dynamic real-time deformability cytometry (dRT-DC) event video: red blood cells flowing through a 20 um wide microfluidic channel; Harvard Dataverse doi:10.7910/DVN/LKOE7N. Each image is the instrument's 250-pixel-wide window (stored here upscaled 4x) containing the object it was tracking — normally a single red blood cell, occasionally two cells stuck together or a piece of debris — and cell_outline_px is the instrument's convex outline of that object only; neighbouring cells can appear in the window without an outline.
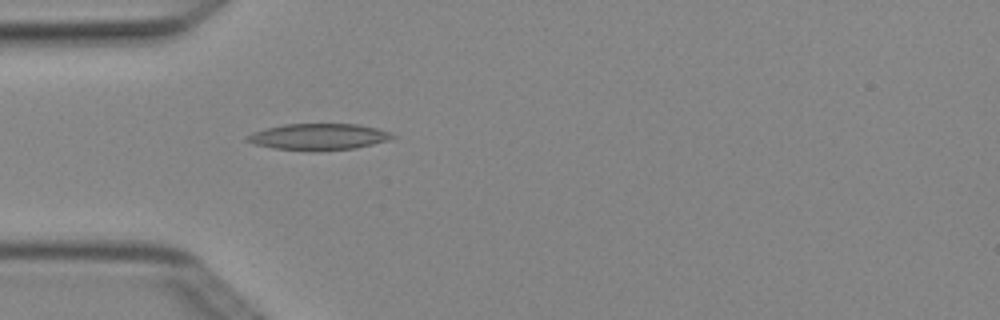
{"species": "Egyptian fruit bat (a non-hibernating species)", "species_latin": "Rousettus aegyptiacus", "temperature_condition": "cold", "stored_images_in_passage": 2, "camera_frame_rate_fps": 3000, "um_per_image_px": 0.085, "animal": {"sex": "female"}, "frame": {"image": 1, "passage_image": 2, "time_ms": 0.333, "image_size_px": [1000, 320], "cell_outline_px": [[396, 136], [388, 140], [356, 148], [272, 148], [256, 144], [244, 140], [244, 136], [252, 132], [284, 124], [356, 124], [376, 128], [392, 132]], "centroid_in_image_um": [27.08, 11.58], "position_along_channel_um": 57.9, "area_um2": 21.33}}